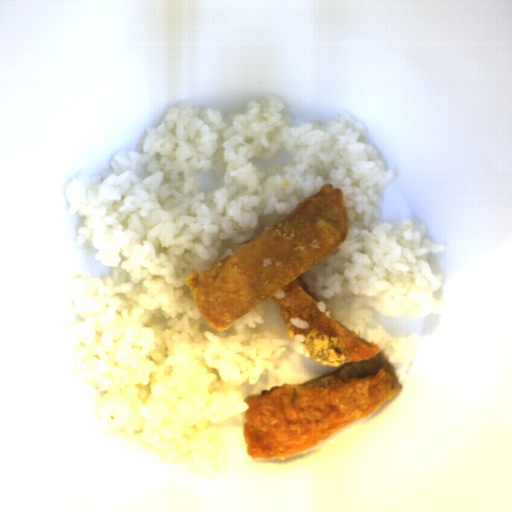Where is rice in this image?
I'll return each mask as SVG.
<instances>
[{
	"mask_svg": "<svg viewBox=\"0 0 512 512\" xmlns=\"http://www.w3.org/2000/svg\"><path fill=\"white\" fill-rule=\"evenodd\" d=\"M283 98L266 93L244 113L200 110L192 99L144 128L142 152L118 150L97 175L75 173L64 189L88 243L112 276L67 272L58 290L62 337L75 379L98 392L96 418L108 437H135L160 462L208 477L231 465L210 424L243 423L247 395L303 384L340 366L310 359L305 335L291 339L281 306L267 297L227 328H212L185 281L280 222L322 186L344 194L343 241L301 278L317 309L375 342L402 385L419 350L417 333L391 335L382 316L442 314L444 284L429 254L444 244L409 216L378 220L394 178L364 124L337 111L290 126Z\"/></svg>",
	"mask_w": 512,
	"mask_h": 512,
	"instance_id": "1",
	"label": "rice"
}]
</instances>
